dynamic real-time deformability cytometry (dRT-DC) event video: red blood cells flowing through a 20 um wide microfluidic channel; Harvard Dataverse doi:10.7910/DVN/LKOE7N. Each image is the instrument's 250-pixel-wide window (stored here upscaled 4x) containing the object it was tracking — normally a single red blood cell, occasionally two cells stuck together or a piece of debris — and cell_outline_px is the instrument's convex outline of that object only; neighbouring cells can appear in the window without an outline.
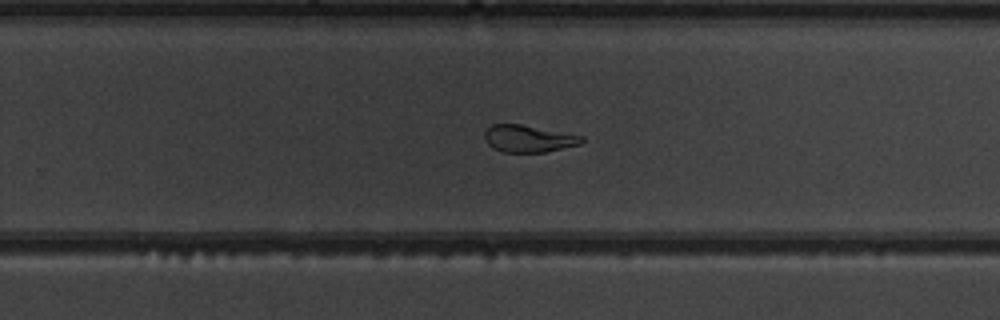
{"species": "common noctule bat (a hibernating species)", "species_latin": "Nyctalus noctula", "temperature_condition": "warm", "stored_images_in_passage": 48, "camera_frame_rate_fps": 3000, "um_per_image_px": 0.085, "animal": {"sex": "male", "body_mass_g": 19.5, "forearm_length_mm": 54.6}, "frame": {"image": 1, "passage_image": 30, "time_ms": 9.667, "image_size_px": [1000, 320], "cell_outline_px": [[584, 140], [580, 144], [544, 152], [504, 152], [492, 148], [484, 140], [484, 132], [492, 124], [520, 124], [584, 136]], "centroid_in_image_um": [44.89, 11.78], "position_along_channel_um": 284.9, "area_um2": 15.26}}
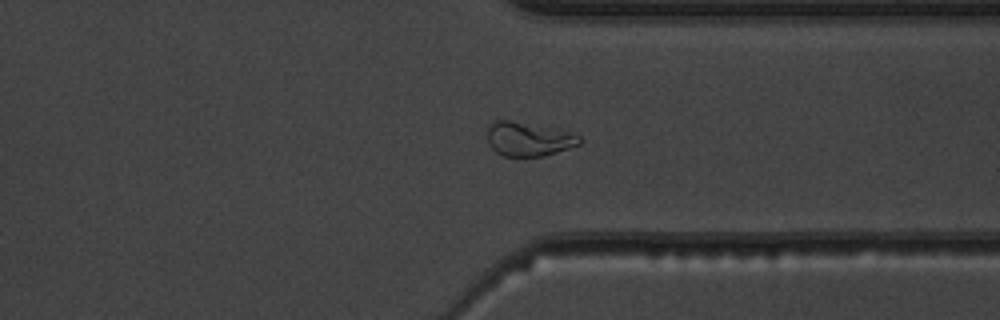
{"frame": {"image": 2, "passage_image": 36, "time_ms": 11.667, "image_size_px": [1000, 320], "cell_outline_px": [[584, 140], [580, 144], [544, 156], [504, 156], [496, 152], [492, 148], [488, 140], [488, 128], [496, 120], [508, 120], [572, 132], [580, 136]], "centroid_in_image_um": [44.96, 11.83], "position_along_channel_um": 366.4, "area_um2": 18.03}}
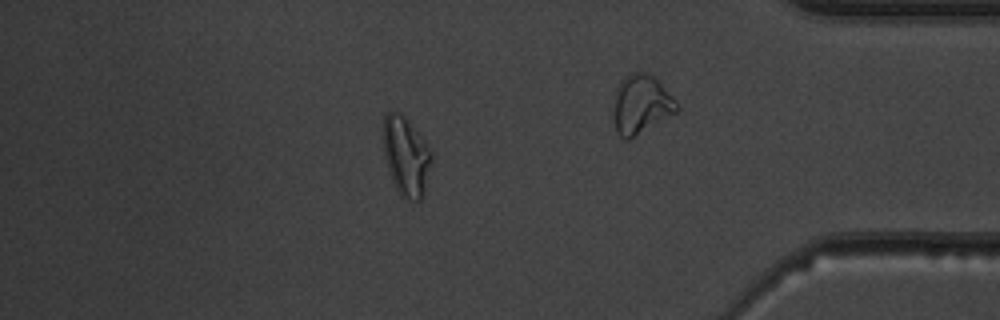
{"frame": {"image": 3, "passage_image": 41, "time_ms": 13.333, "image_size_px": [1000, 320], "cell_outline_px": [[432, 160], [424, 192], [420, 200], [408, 200], [400, 196], [392, 180], [384, 156], [384, 116], [388, 112], [400, 112], [408, 120], [424, 140], [432, 152]], "centroid_in_image_um": [34.52, 13.29], "position_along_channel_um": 400.7, "area_um2": 22.02}, "authors_computed_cell_mechanics": {"area_um2": 19.2474, "velocity_mm_per_s": 4.0556, "shape_relaxation_time_tau1_ms": 5.3851, "shape_relaxation_time_tau2_ms": 1.3914, "deformation_change_tau1": 0.2095, "deformation_change_tau2": 0.0695}}